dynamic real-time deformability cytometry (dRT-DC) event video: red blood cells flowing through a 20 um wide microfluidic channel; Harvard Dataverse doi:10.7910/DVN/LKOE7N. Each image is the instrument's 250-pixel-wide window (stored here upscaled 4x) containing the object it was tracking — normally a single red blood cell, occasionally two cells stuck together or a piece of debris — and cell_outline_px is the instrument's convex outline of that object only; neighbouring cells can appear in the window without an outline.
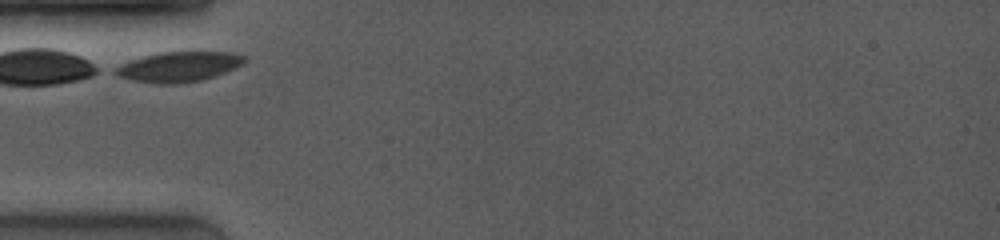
{"species": "common noctule bat (a hibernating species)", "species_latin": "Nyctalus noctula", "temperature_condition": "room temperature", "stored_images_in_passage": 3, "camera_frame_rate_fps": 4000, "um_per_image_px": 0.085, "animal": {"sex": "female", "body_mass_g": 19.0, "forearm_length_mm": 53.3}, "frame": {"image": 1, "passage_image": 1, "time_ms": 0.0, "image_size_px": [1000, 240], "cell_outline_px": [[248, 60], [224, 72], [200, 80], [180, 84], [152, 84], [132, 80], [116, 76], [108, 72], [132, 60], [144, 56], [160, 52], [232, 52], [244, 56]], "centroid_in_image_um": [15.12, 5.69], "position_along_channel_um": 69.9, "area_um2": 22.48}}